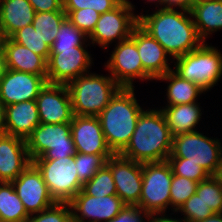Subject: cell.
Here are the masks:
<instances>
[{
  "mask_svg": "<svg viewBox=\"0 0 222 222\" xmlns=\"http://www.w3.org/2000/svg\"><path fill=\"white\" fill-rule=\"evenodd\" d=\"M138 14L139 25L162 45L173 60L204 43L190 10L160 8L151 14Z\"/></svg>",
  "mask_w": 222,
  "mask_h": 222,
  "instance_id": "1",
  "label": "cell"
},
{
  "mask_svg": "<svg viewBox=\"0 0 222 222\" xmlns=\"http://www.w3.org/2000/svg\"><path fill=\"white\" fill-rule=\"evenodd\" d=\"M145 108L121 156L139 163L167 161L172 150V135L163 112L157 107Z\"/></svg>",
  "mask_w": 222,
  "mask_h": 222,
  "instance_id": "2",
  "label": "cell"
},
{
  "mask_svg": "<svg viewBox=\"0 0 222 222\" xmlns=\"http://www.w3.org/2000/svg\"><path fill=\"white\" fill-rule=\"evenodd\" d=\"M135 89L121 87L97 116L108 147L119 154L129 143L140 114L145 110L137 100Z\"/></svg>",
  "mask_w": 222,
  "mask_h": 222,
  "instance_id": "3",
  "label": "cell"
},
{
  "mask_svg": "<svg viewBox=\"0 0 222 222\" xmlns=\"http://www.w3.org/2000/svg\"><path fill=\"white\" fill-rule=\"evenodd\" d=\"M73 113L76 116H98L121 86L111 75L87 73L67 84Z\"/></svg>",
  "mask_w": 222,
  "mask_h": 222,
  "instance_id": "4",
  "label": "cell"
},
{
  "mask_svg": "<svg viewBox=\"0 0 222 222\" xmlns=\"http://www.w3.org/2000/svg\"><path fill=\"white\" fill-rule=\"evenodd\" d=\"M221 53L218 47L204 42L199 48L174 59L173 71L209 92L222 78Z\"/></svg>",
  "mask_w": 222,
  "mask_h": 222,
  "instance_id": "5",
  "label": "cell"
},
{
  "mask_svg": "<svg viewBox=\"0 0 222 222\" xmlns=\"http://www.w3.org/2000/svg\"><path fill=\"white\" fill-rule=\"evenodd\" d=\"M30 159H60L74 156L71 123H40L26 139Z\"/></svg>",
  "mask_w": 222,
  "mask_h": 222,
  "instance_id": "6",
  "label": "cell"
},
{
  "mask_svg": "<svg viewBox=\"0 0 222 222\" xmlns=\"http://www.w3.org/2000/svg\"><path fill=\"white\" fill-rule=\"evenodd\" d=\"M172 177L173 172L167 161L142 163V189L137 207L149 214L171 212L169 207Z\"/></svg>",
  "mask_w": 222,
  "mask_h": 222,
  "instance_id": "7",
  "label": "cell"
},
{
  "mask_svg": "<svg viewBox=\"0 0 222 222\" xmlns=\"http://www.w3.org/2000/svg\"><path fill=\"white\" fill-rule=\"evenodd\" d=\"M203 134L194 131L172 137V150L168 158H186V162L200 165L213 175L222 157V143L215 136Z\"/></svg>",
  "mask_w": 222,
  "mask_h": 222,
  "instance_id": "8",
  "label": "cell"
},
{
  "mask_svg": "<svg viewBox=\"0 0 222 222\" xmlns=\"http://www.w3.org/2000/svg\"><path fill=\"white\" fill-rule=\"evenodd\" d=\"M135 10V5L122 0L115 8L100 15L88 41L92 46L107 49L113 42L117 44L129 38L139 24V14L134 13Z\"/></svg>",
  "mask_w": 222,
  "mask_h": 222,
  "instance_id": "9",
  "label": "cell"
},
{
  "mask_svg": "<svg viewBox=\"0 0 222 222\" xmlns=\"http://www.w3.org/2000/svg\"><path fill=\"white\" fill-rule=\"evenodd\" d=\"M40 170L50 196L57 203H69L83 184L79 181L73 156L60 159H34Z\"/></svg>",
  "mask_w": 222,
  "mask_h": 222,
  "instance_id": "10",
  "label": "cell"
},
{
  "mask_svg": "<svg viewBox=\"0 0 222 222\" xmlns=\"http://www.w3.org/2000/svg\"><path fill=\"white\" fill-rule=\"evenodd\" d=\"M87 47L50 49L47 61V83L67 85L77 77L91 72L94 60Z\"/></svg>",
  "mask_w": 222,
  "mask_h": 222,
  "instance_id": "11",
  "label": "cell"
},
{
  "mask_svg": "<svg viewBox=\"0 0 222 222\" xmlns=\"http://www.w3.org/2000/svg\"><path fill=\"white\" fill-rule=\"evenodd\" d=\"M114 47L104 66L121 87L135 88L133 82L136 83L134 81L136 79L153 82V79L143 69L136 41L131 36L115 44Z\"/></svg>",
  "mask_w": 222,
  "mask_h": 222,
  "instance_id": "12",
  "label": "cell"
},
{
  "mask_svg": "<svg viewBox=\"0 0 222 222\" xmlns=\"http://www.w3.org/2000/svg\"><path fill=\"white\" fill-rule=\"evenodd\" d=\"M69 205L73 222H107L126 207L117 195L94 197L82 190L69 202Z\"/></svg>",
  "mask_w": 222,
  "mask_h": 222,
  "instance_id": "13",
  "label": "cell"
},
{
  "mask_svg": "<svg viewBox=\"0 0 222 222\" xmlns=\"http://www.w3.org/2000/svg\"><path fill=\"white\" fill-rule=\"evenodd\" d=\"M12 184L29 216L42 212L56 203L50 196L42 173L33 162L12 181Z\"/></svg>",
  "mask_w": 222,
  "mask_h": 222,
  "instance_id": "14",
  "label": "cell"
},
{
  "mask_svg": "<svg viewBox=\"0 0 222 222\" xmlns=\"http://www.w3.org/2000/svg\"><path fill=\"white\" fill-rule=\"evenodd\" d=\"M106 165L111 169L117 196L128 206H137L142 189V163L113 154Z\"/></svg>",
  "mask_w": 222,
  "mask_h": 222,
  "instance_id": "15",
  "label": "cell"
},
{
  "mask_svg": "<svg viewBox=\"0 0 222 222\" xmlns=\"http://www.w3.org/2000/svg\"><path fill=\"white\" fill-rule=\"evenodd\" d=\"M35 101L40 123L72 122L74 113L67 85L46 83Z\"/></svg>",
  "mask_w": 222,
  "mask_h": 222,
  "instance_id": "16",
  "label": "cell"
},
{
  "mask_svg": "<svg viewBox=\"0 0 222 222\" xmlns=\"http://www.w3.org/2000/svg\"><path fill=\"white\" fill-rule=\"evenodd\" d=\"M46 83L42 76L7 69L0 82V100L5 106L36 100Z\"/></svg>",
  "mask_w": 222,
  "mask_h": 222,
  "instance_id": "17",
  "label": "cell"
},
{
  "mask_svg": "<svg viewBox=\"0 0 222 222\" xmlns=\"http://www.w3.org/2000/svg\"><path fill=\"white\" fill-rule=\"evenodd\" d=\"M131 37L136 41L137 51L142 61L144 71L154 81L173 70L171 67L173 60H171L170 56L165 52L162 45L139 24L132 31ZM168 61H170V63H168Z\"/></svg>",
  "mask_w": 222,
  "mask_h": 222,
  "instance_id": "18",
  "label": "cell"
},
{
  "mask_svg": "<svg viewBox=\"0 0 222 222\" xmlns=\"http://www.w3.org/2000/svg\"><path fill=\"white\" fill-rule=\"evenodd\" d=\"M71 135L76 152L85 154H114L108 147L99 118L76 116L71 122Z\"/></svg>",
  "mask_w": 222,
  "mask_h": 222,
  "instance_id": "19",
  "label": "cell"
},
{
  "mask_svg": "<svg viewBox=\"0 0 222 222\" xmlns=\"http://www.w3.org/2000/svg\"><path fill=\"white\" fill-rule=\"evenodd\" d=\"M26 140L0 135V182L14 181L30 164Z\"/></svg>",
  "mask_w": 222,
  "mask_h": 222,
  "instance_id": "20",
  "label": "cell"
},
{
  "mask_svg": "<svg viewBox=\"0 0 222 222\" xmlns=\"http://www.w3.org/2000/svg\"><path fill=\"white\" fill-rule=\"evenodd\" d=\"M1 48L5 55L7 69L42 76L47 81V61L27 47L4 38Z\"/></svg>",
  "mask_w": 222,
  "mask_h": 222,
  "instance_id": "21",
  "label": "cell"
},
{
  "mask_svg": "<svg viewBox=\"0 0 222 222\" xmlns=\"http://www.w3.org/2000/svg\"><path fill=\"white\" fill-rule=\"evenodd\" d=\"M39 124L40 118L35 100L6 106L5 134L26 140Z\"/></svg>",
  "mask_w": 222,
  "mask_h": 222,
  "instance_id": "22",
  "label": "cell"
},
{
  "mask_svg": "<svg viewBox=\"0 0 222 222\" xmlns=\"http://www.w3.org/2000/svg\"><path fill=\"white\" fill-rule=\"evenodd\" d=\"M35 14L28 0H0V32L3 39L32 24Z\"/></svg>",
  "mask_w": 222,
  "mask_h": 222,
  "instance_id": "23",
  "label": "cell"
},
{
  "mask_svg": "<svg viewBox=\"0 0 222 222\" xmlns=\"http://www.w3.org/2000/svg\"><path fill=\"white\" fill-rule=\"evenodd\" d=\"M200 102L179 104L173 106H160L166 119L172 137L188 132L197 131L203 115Z\"/></svg>",
  "mask_w": 222,
  "mask_h": 222,
  "instance_id": "24",
  "label": "cell"
},
{
  "mask_svg": "<svg viewBox=\"0 0 222 222\" xmlns=\"http://www.w3.org/2000/svg\"><path fill=\"white\" fill-rule=\"evenodd\" d=\"M190 12L197 33L204 42L213 33L222 30V0H194Z\"/></svg>",
  "mask_w": 222,
  "mask_h": 222,
  "instance_id": "25",
  "label": "cell"
},
{
  "mask_svg": "<svg viewBox=\"0 0 222 222\" xmlns=\"http://www.w3.org/2000/svg\"><path fill=\"white\" fill-rule=\"evenodd\" d=\"M156 81L168 84L165 88L167 90L165 92L167 100L165 106L195 103L198 102L197 99L200 95L205 94V91L196 83L182 79L173 70L159 77Z\"/></svg>",
  "mask_w": 222,
  "mask_h": 222,
  "instance_id": "26",
  "label": "cell"
},
{
  "mask_svg": "<svg viewBox=\"0 0 222 222\" xmlns=\"http://www.w3.org/2000/svg\"><path fill=\"white\" fill-rule=\"evenodd\" d=\"M29 217L12 182H0V219L6 222H26Z\"/></svg>",
  "mask_w": 222,
  "mask_h": 222,
  "instance_id": "27",
  "label": "cell"
},
{
  "mask_svg": "<svg viewBox=\"0 0 222 222\" xmlns=\"http://www.w3.org/2000/svg\"><path fill=\"white\" fill-rule=\"evenodd\" d=\"M66 18L65 12H40L35 14L32 25L43 42L51 48L59 27Z\"/></svg>",
  "mask_w": 222,
  "mask_h": 222,
  "instance_id": "28",
  "label": "cell"
},
{
  "mask_svg": "<svg viewBox=\"0 0 222 222\" xmlns=\"http://www.w3.org/2000/svg\"><path fill=\"white\" fill-rule=\"evenodd\" d=\"M82 191L94 197L117 195L111 169L105 164L89 181L83 184Z\"/></svg>",
  "mask_w": 222,
  "mask_h": 222,
  "instance_id": "29",
  "label": "cell"
},
{
  "mask_svg": "<svg viewBox=\"0 0 222 222\" xmlns=\"http://www.w3.org/2000/svg\"><path fill=\"white\" fill-rule=\"evenodd\" d=\"M113 154H85L77 152L73 158L79 181L84 184L101 169Z\"/></svg>",
  "mask_w": 222,
  "mask_h": 222,
  "instance_id": "30",
  "label": "cell"
},
{
  "mask_svg": "<svg viewBox=\"0 0 222 222\" xmlns=\"http://www.w3.org/2000/svg\"><path fill=\"white\" fill-rule=\"evenodd\" d=\"M88 45H91L88 37L66 18L59 27L56 39L50 49H72Z\"/></svg>",
  "mask_w": 222,
  "mask_h": 222,
  "instance_id": "31",
  "label": "cell"
},
{
  "mask_svg": "<svg viewBox=\"0 0 222 222\" xmlns=\"http://www.w3.org/2000/svg\"><path fill=\"white\" fill-rule=\"evenodd\" d=\"M197 185L198 182L191 179L173 175L170 187L171 215H173L183 203L196 193Z\"/></svg>",
  "mask_w": 222,
  "mask_h": 222,
  "instance_id": "32",
  "label": "cell"
},
{
  "mask_svg": "<svg viewBox=\"0 0 222 222\" xmlns=\"http://www.w3.org/2000/svg\"><path fill=\"white\" fill-rule=\"evenodd\" d=\"M10 38L14 42L27 47L32 52L42 56L46 61H48L50 56V47L43 42L32 24L16 31Z\"/></svg>",
  "mask_w": 222,
  "mask_h": 222,
  "instance_id": "33",
  "label": "cell"
},
{
  "mask_svg": "<svg viewBox=\"0 0 222 222\" xmlns=\"http://www.w3.org/2000/svg\"><path fill=\"white\" fill-rule=\"evenodd\" d=\"M196 194L213 213L222 212V185L212 175L198 183Z\"/></svg>",
  "mask_w": 222,
  "mask_h": 222,
  "instance_id": "34",
  "label": "cell"
},
{
  "mask_svg": "<svg viewBox=\"0 0 222 222\" xmlns=\"http://www.w3.org/2000/svg\"><path fill=\"white\" fill-rule=\"evenodd\" d=\"M179 212L181 216L184 215L182 218L187 222H199L214 214L196 193L183 203L175 213Z\"/></svg>",
  "mask_w": 222,
  "mask_h": 222,
  "instance_id": "35",
  "label": "cell"
},
{
  "mask_svg": "<svg viewBox=\"0 0 222 222\" xmlns=\"http://www.w3.org/2000/svg\"><path fill=\"white\" fill-rule=\"evenodd\" d=\"M173 175L182 176L195 182L207 179L210 174L200 165L193 162H186V158H168Z\"/></svg>",
  "mask_w": 222,
  "mask_h": 222,
  "instance_id": "36",
  "label": "cell"
},
{
  "mask_svg": "<svg viewBox=\"0 0 222 222\" xmlns=\"http://www.w3.org/2000/svg\"><path fill=\"white\" fill-rule=\"evenodd\" d=\"M26 222H73L69 203H55L50 208L31 215Z\"/></svg>",
  "mask_w": 222,
  "mask_h": 222,
  "instance_id": "37",
  "label": "cell"
},
{
  "mask_svg": "<svg viewBox=\"0 0 222 222\" xmlns=\"http://www.w3.org/2000/svg\"><path fill=\"white\" fill-rule=\"evenodd\" d=\"M64 12L67 15V19L87 37L93 32L100 17L97 11L89 8Z\"/></svg>",
  "mask_w": 222,
  "mask_h": 222,
  "instance_id": "38",
  "label": "cell"
},
{
  "mask_svg": "<svg viewBox=\"0 0 222 222\" xmlns=\"http://www.w3.org/2000/svg\"><path fill=\"white\" fill-rule=\"evenodd\" d=\"M122 0H63L64 11L93 9L100 15L115 8Z\"/></svg>",
  "mask_w": 222,
  "mask_h": 222,
  "instance_id": "39",
  "label": "cell"
},
{
  "mask_svg": "<svg viewBox=\"0 0 222 222\" xmlns=\"http://www.w3.org/2000/svg\"><path fill=\"white\" fill-rule=\"evenodd\" d=\"M149 216V213L144 212L137 206L126 205L120 212V222H148Z\"/></svg>",
  "mask_w": 222,
  "mask_h": 222,
  "instance_id": "40",
  "label": "cell"
},
{
  "mask_svg": "<svg viewBox=\"0 0 222 222\" xmlns=\"http://www.w3.org/2000/svg\"><path fill=\"white\" fill-rule=\"evenodd\" d=\"M36 13L40 12H64L63 0H28Z\"/></svg>",
  "mask_w": 222,
  "mask_h": 222,
  "instance_id": "41",
  "label": "cell"
},
{
  "mask_svg": "<svg viewBox=\"0 0 222 222\" xmlns=\"http://www.w3.org/2000/svg\"><path fill=\"white\" fill-rule=\"evenodd\" d=\"M194 0H164V9L190 10Z\"/></svg>",
  "mask_w": 222,
  "mask_h": 222,
  "instance_id": "42",
  "label": "cell"
},
{
  "mask_svg": "<svg viewBox=\"0 0 222 222\" xmlns=\"http://www.w3.org/2000/svg\"><path fill=\"white\" fill-rule=\"evenodd\" d=\"M148 222H187L182 217L176 218V216L172 217L166 213L162 214H150Z\"/></svg>",
  "mask_w": 222,
  "mask_h": 222,
  "instance_id": "43",
  "label": "cell"
},
{
  "mask_svg": "<svg viewBox=\"0 0 222 222\" xmlns=\"http://www.w3.org/2000/svg\"><path fill=\"white\" fill-rule=\"evenodd\" d=\"M5 113L6 106L0 100V135L5 133Z\"/></svg>",
  "mask_w": 222,
  "mask_h": 222,
  "instance_id": "44",
  "label": "cell"
},
{
  "mask_svg": "<svg viewBox=\"0 0 222 222\" xmlns=\"http://www.w3.org/2000/svg\"><path fill=\"white\" fill-rule=\"evenodd\" d=\"M6 70H7V65H6L5 55L2 48L0 47V82L4 78Z\"/></svg>",
  "mask_w": 222,
  "mask_h": 222,
  "instance_id": "45",
  "label": "cell"
},
{
  "mask_svg": "<svg viewBox=\"0 0 222 222\" xmlns=\"http://www.w3.org/2000/svg\"><path fill=\"white\" fill-rule=\"evenodd\" d=\"M212 176L222 185V157L215 173Z\"/></svg>",
  "mask_w": 222,
  "mask_h": 222,
  "instance_id": "46",
  "label": "cell"
},
{
  "mask_svg": "<svg viewBox=\"0 0 222 222\" xmlns=\"http://www.w3.org/2000/svg\"><path fill=\"white\" fill-rule=\"evenodd\" d=\"M199 222H222V213H214L212 216Z\"/></svg>",
  "mask_w": 222,
  "mask_h": 222,
  "instance_id": "47",
  "label": "cell"
},
{
  "mask_svg": "<svg viewBox=\"0 0 222 222\" xmlns=\"http://www.w3.org/2000/svg\"><path fill=\"white\" fill-rule=\"evenodd\" d=\"M128 3H131L132 1L126 0ZM148 3H155V9L164 8V0H146Z\"/></svg>",
  "mask_w": 222,
  "mask_h": 222,
  "instance_id": "48",
  "label": "cell"
},
{
  "mask_svg": "<svg viewBox=\"0 0 222 222\" xmlns=\"http://www.w3.org/2000/svg\"><path fill=\"white\" fill-rule=\"evenodd\" d=\"M107 222H120V213L115 218H112L111 220H108Z\"/></svg>",
  "mask_w": 222,
  "mask_h": 222,
  "instance_id": "49",
  "label": "cell"
},
{
  "mask_svg": "<svg viewBox=\"0 0 222 222\" xmlns=\"http://www.w3.org/2000/svg\"><path fill=\"white\" fill-rule=\"evenodd\" d=\"M2 40H3V37H2L1 32H0V47H1Z\"/></svg>",
  "mask_w": 222,
  "mask_h": 222,
  "instance_id": "50",
  "label": "cell"
}]
</instances>
